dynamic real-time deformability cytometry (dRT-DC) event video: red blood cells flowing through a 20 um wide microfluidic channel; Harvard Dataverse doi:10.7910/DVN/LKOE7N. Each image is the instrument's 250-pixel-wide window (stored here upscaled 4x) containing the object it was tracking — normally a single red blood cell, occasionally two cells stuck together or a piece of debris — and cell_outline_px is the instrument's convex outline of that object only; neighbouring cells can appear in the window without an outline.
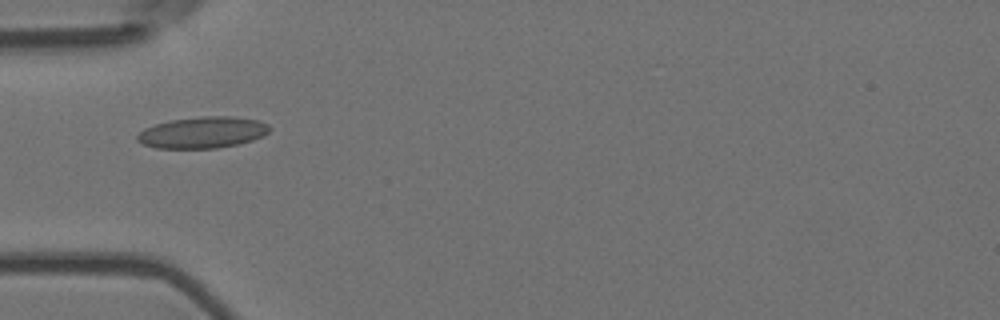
{"species": "Egyptian fruit bat (a non-hibernating species)", "species_latin": "Rousettus aegyptiacus", "temperature_condition": "room temperature", "stored_images_in_passage": 3, "camera_frame_rate_fps": 3000, "um_per_image_px": 0.085, "animal": {"sex": "female"}, "frame": {"image": 1, "passage_image": 1, "time_ms": 0.0, "image_size_px": [1000, 320], "cell_outline_px": [[272, 128], [268, 132], [252, 140], [240, 144], [216, 148], [156, 148], [144, 144], [136, 140], [136, 136], [144, 128], [156, 124], [172, 120], [204, 116], [232, 116], [256, 120], [268, 124]], "centroid_in_image_um": [17.22, 11.26], "position_along_channel_um": 67.8, "area_um2": 24.04}}